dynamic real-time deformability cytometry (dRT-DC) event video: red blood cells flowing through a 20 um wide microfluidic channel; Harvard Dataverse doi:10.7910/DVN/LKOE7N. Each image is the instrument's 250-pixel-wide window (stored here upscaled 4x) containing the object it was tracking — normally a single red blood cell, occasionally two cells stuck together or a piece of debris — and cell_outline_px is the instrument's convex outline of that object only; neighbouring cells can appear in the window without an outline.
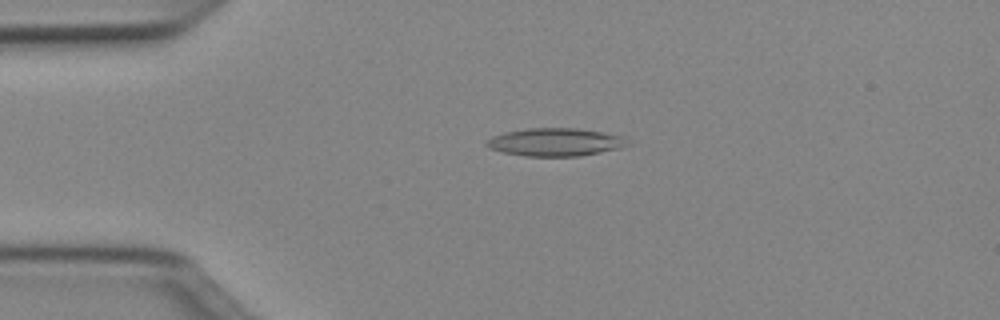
{"species": "Egyptian fruit bat (a non-hibernating species)", "species_latin": "Rousettus aegyptiacus", "temperature_condition": "cold", "stored_images_in_passage": 46, "camera_frame_rate_fps": 3000, "um_per_image_px": 0.085, "animal": {"sex": "female"}, "frame": {"image": 1, "passage_image": 7, "time_ms": 2.0, "image_size_px": [1000, 320], "cell_outline_px": [[632, 144], [620, 148], [580, 156], [524, 156], [500, 152], [488, 148], [484, 144], [492, 136], [504, 132], [528, 128], [576, 128], [604, 132], [624, 136]], "centroid_in_image_um": [47.21, 12.08], "position_along_channel_um": 37.8, "area_um2": 23.24}}
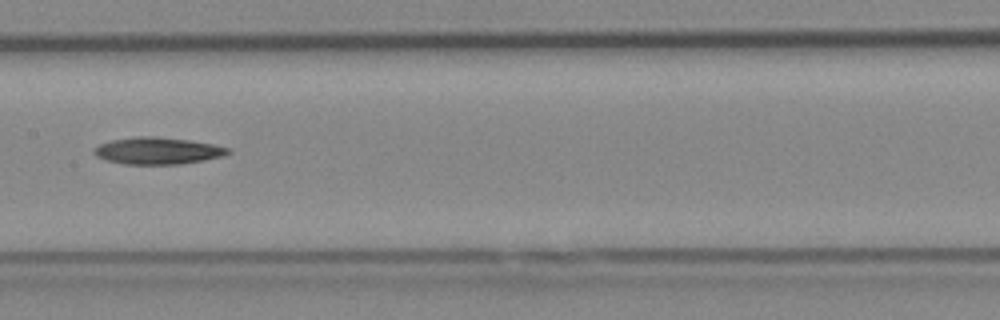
{"frame": {"image": 2, "passage_image": 21, "time_ms": 6.667, "image_size_px": [1000, 320], "cell_outline_px": [[232, 152], [224, 156], [204, 160], [180, 164], [124, 164], [104, 160], [96, 156], [92, 152], [92, 148], [100, 144], [112, 140], [136, 136], [156, 136], [188, 140], [212, 144], [228, 148]], "centroid_in_image_um": [13.36, 12.82], "position_along_channel_um": 194.0, "area_um2": 21.1}}
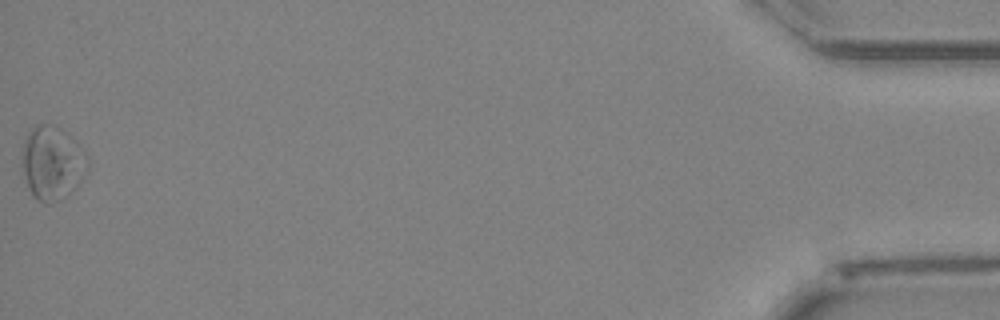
{"frame": {"image": 3, "passage_image": 46, "time_ms": 15.0, "image_size_px": [1000, 320], "cell_outline_px": [[88, 172], [60, 200], [52, 204], [44, 204], [36, 200], [32, 196], [28, 188], [24, 172], [24, 140], [28, 132], [36, 124], [48, 124], [72, 140], [88, 156]], "centroid_in_image_um": [4.43, 13.92], "position_along_channel_um": 430.8, "area_um2": 27.17}, "authors_computed_cell_mechanics": {"area_um2": 21.2126, "velocity_mm_per_s": 4.0186, "shape_relaxation_time_tau1_ms": 6.3599, "shape_relaxation_time_tau2_ms": null, "deformation_change_tau1": 0.124, "deformation_change_tau2": null}}